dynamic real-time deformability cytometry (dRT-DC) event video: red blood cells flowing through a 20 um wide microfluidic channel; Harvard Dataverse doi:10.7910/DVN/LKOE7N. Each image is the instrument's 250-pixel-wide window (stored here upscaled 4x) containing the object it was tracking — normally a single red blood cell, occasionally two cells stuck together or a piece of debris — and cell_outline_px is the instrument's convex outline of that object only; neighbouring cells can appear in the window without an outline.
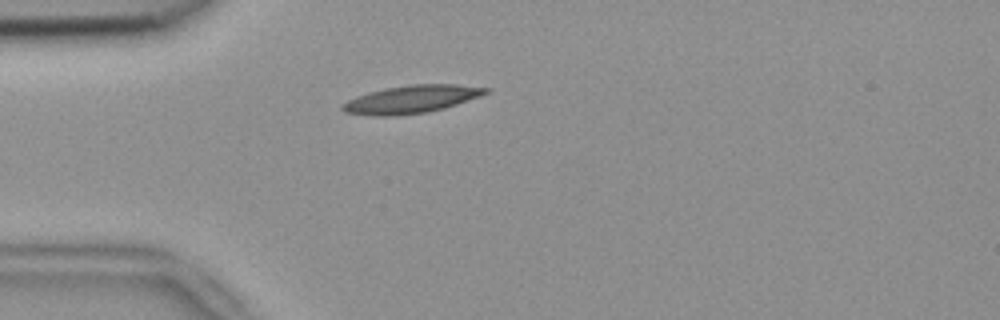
{"species": "common noctule bat (a hibernating species)", "species_latin": "Nyctalus noctula", "temperature_condition": "room temperature", "stored_images_in_passage": 41, "camera_frame_rate_fps": 3000, "um_per_image_px": 0.085, "animal": {"sex": "female", "body_mass_g": 18.4}, "frame": {"image": 1, "passage_image": 3, "time_ms": 0.667, "image_size_px": [1000, 320], "cell_outline_px": [[492, 88], [488, 92], [480, 96], [444, 108], [428, 112], [396, 116], [372, 116], [344, 112], [340, 108], [340, 104], [356, 96], [368, 92], [384, 88], [412, 84], [456, 84]], "centroid_in_image_um": [34.93, 8.44], "position_along_channel_um": 50.1, "area_um2": 23.41}}
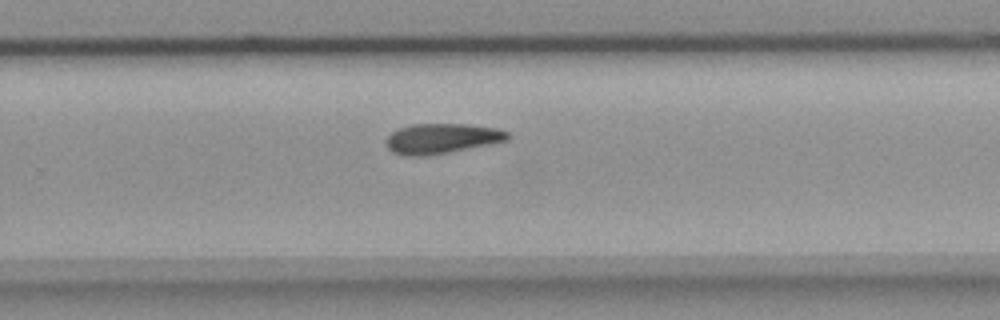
{"frame": {"image": 2, "passage_image": 23, "time_ms": 7.333, "image_size_px": [1000, 320], "cell_outline_px": [[512, 136], [508, 140], [492, 144], [428, 156], [404, 156], [392, 152], [388, 148], [384, 140], [392, 132], [400, 128], [412, 124], [468, 124], [496, 128], [508, 132]], "centroid_in_image_um": [37.55, 11.78], "position_along_channel_um": 292.2, "area_um2": 21.56}}
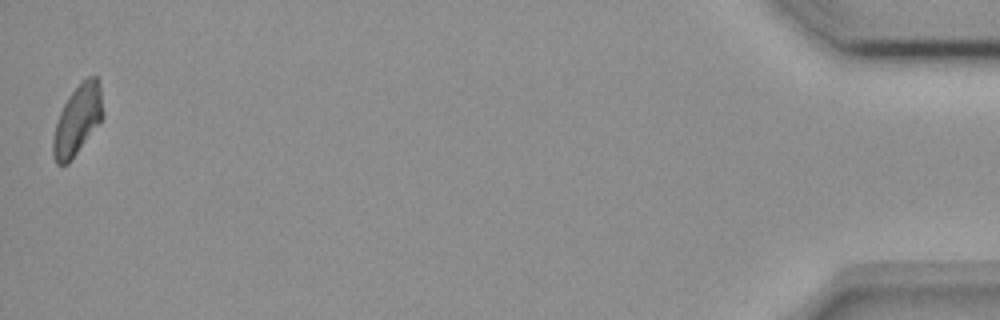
{"frame": {"image": 3, "passage_image": 41, "time_ms": 13.333, "image_size_px": [1000, 320], "cell_outline_px": [[104, 116], [100, 124], [68, 164], [56, 164], [52, 152], [52, 140], [56, 124], [60, 112], [68, 96], [88, 76], [96, 76], [100, 88], [104, 112]], "centroid_in_image_um": [6.6, 10.23], "position_along_channel_um": 428.6, "area_um2": 20.23}, "authors_computed_cell_mechanics": {"area_um2": 21.3282, "velocity_mm_per_s": 3.8185, "shape_relaxation_time_tau1_ms": 10.8621, "shape_relaxation_time_tau2_ms": null, "deformation_change_tau1": 0.2089, "deformation_change_tau2": null}}